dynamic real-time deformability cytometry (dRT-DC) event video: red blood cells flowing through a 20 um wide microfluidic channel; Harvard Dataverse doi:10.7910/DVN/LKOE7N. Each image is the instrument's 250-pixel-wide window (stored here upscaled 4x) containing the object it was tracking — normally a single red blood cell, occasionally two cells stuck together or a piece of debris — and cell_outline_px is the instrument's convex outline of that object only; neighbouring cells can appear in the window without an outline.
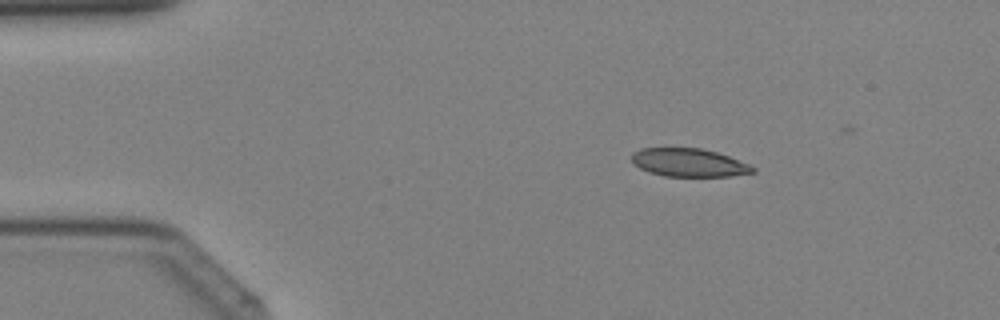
{"species": "Egyptian fruit bat (a non-hibernating species)", "species_latin": "Rousettus aegyptiacus", "temperature_condition": "cold", "stored_images_in_passage": 39, "camera_frame_rate_fps": 3000, "um_per_image_px": 0.085, "animal": {"sex": "female"}, "frame": {"image": 1, "passage_image": 6, "time_ms": 1.667, "image_size_px": [1000, 320], "cell_outline_px": [[756, 172], [732, 176], [664, 176], [648, 172], [632, 164], [632, 152], [640, 148], [700, 148], [716, 152], [728, 156], [748, 164], [756, 168]], "centroid_in_image_um": [58.53, 13.82], "position_along_channel_um": 26.5, "area_um2": 19.94}}
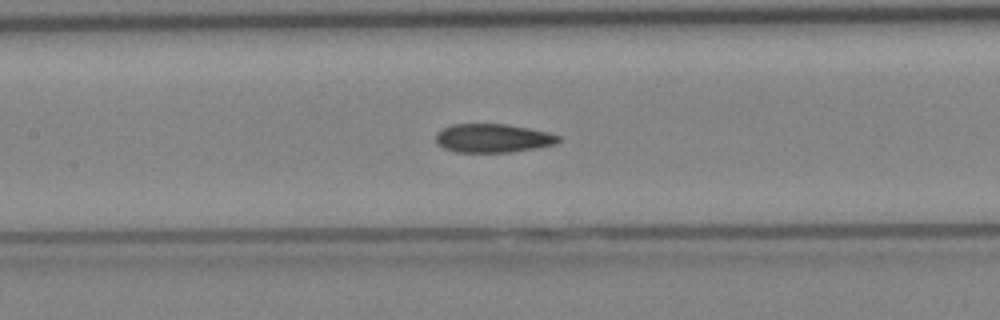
{"frame": {"image": 2, "passage_image": 18, "time_ms": 5.667, "image_size_px": [1000, 320], "cell_outline_px": [[560, 140], [556, 144], [536, 148], [508, 152], [456, 152], [444, 148], [436, 144], [436, 132], [452, 124], [508, 124], [548, 132], [560, 136]], "centroid_in_image_um": [41.88, 11.74], "position_along_channel_um": 165.5, "area_um2": 20.52}}
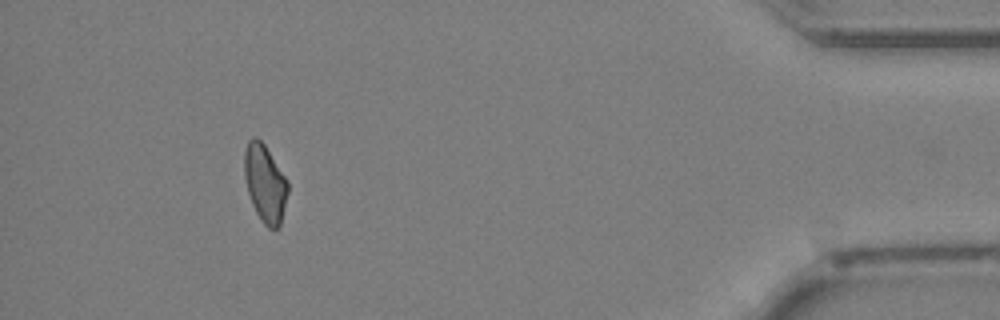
{"frame": {"image": 3, "passage_image": 36, "time_ms": 11.667, "image_size_px": [1000, 320], "cell_outline_px": [[288, 192], [280, 224], [276, 228], [268, 228], [260, 220], [252, 204], [248, 192], [244, 176], [244, 152], [248, 140], [252, 136], [256, 136], [264, 144], [288, 180]], "centroid_in_image_um": [22.51, 15.56], "position_along_channel_um": 412.7, "area_um2": 19.65}}